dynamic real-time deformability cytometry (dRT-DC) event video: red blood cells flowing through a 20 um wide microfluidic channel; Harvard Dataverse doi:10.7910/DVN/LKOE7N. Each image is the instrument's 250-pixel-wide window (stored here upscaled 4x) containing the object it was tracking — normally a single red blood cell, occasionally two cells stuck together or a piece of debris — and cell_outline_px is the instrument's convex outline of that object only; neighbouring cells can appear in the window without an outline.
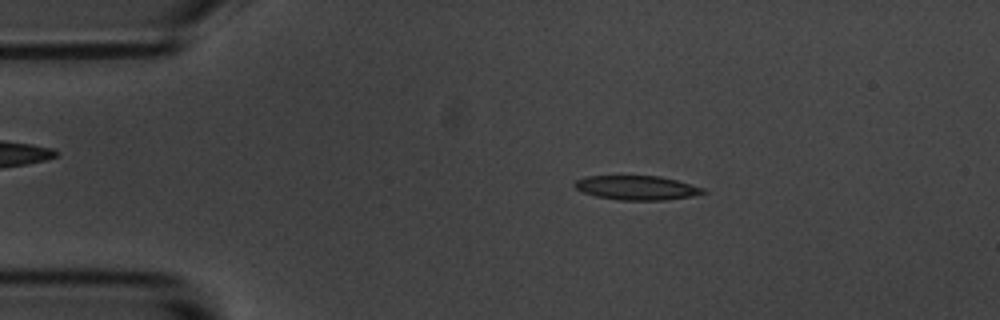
{"species": "common noctule bat (a hibernating species)", "species_latin": "Nyctalus noctula", "temperature_condition": "room temperature", "stored_images_in_passage": 4, "camera_frame_rate_fps": 3000, "um_per_image_px": 0.085, "animal": {"sex": "male", "body_mass_g": 20.1, "forearm_length_mm": 53.5}, "frame": {"image": 1, "passage_image": 3, "time_ms": 2.0, "image_size_px": [1000, 320], "cell_outline_px": [[708, 192], [692, 196], [664, 200], [620, 200], [596, 196], [584, 192], [576, 188], [572, 184], [576, 180], [584, 176], [660, 176], [676, 180], [704, 188]], "centroid_in_image_um": [54.12, 15.96], "position_along_channel_um": 30.9, "area_um2": 18.09}}